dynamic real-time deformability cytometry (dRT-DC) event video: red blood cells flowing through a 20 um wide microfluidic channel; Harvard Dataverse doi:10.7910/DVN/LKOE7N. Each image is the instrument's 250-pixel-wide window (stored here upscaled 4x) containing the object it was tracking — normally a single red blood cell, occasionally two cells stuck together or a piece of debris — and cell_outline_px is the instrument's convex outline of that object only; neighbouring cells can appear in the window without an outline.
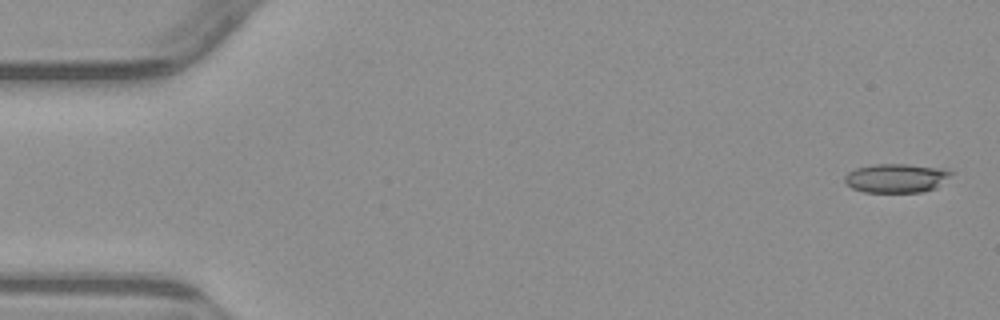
{"species": "common noctule bat (a hibernating species)", "species_latin": "Nyctalus noctula", "temperature_condition": "warm", "stored_images_in_passage": 5, "camera_frame_rate_fps": 3000, "um_per_image_px": 0.085, "animal": {"sex": "male", "body_mass_g": 23.1, "forearm_length_mm": 52.7}, "frame": {"image": 1, "passage_image": 1, "time_ms": 0.0, "image_size_px": [1000, 320], "cell_outline_px": [[952, 172], [936, 188], [920, 192], [864, 192], [852, 188], [844, 184], [844, 176], [848, 172], [856, 168], [872, 164], [908, 164], [944, 168]], "centroid_in_image_um": [76.12, 15.13], "position_along_channel_um": 8.9, "area_um2": 17.98}}
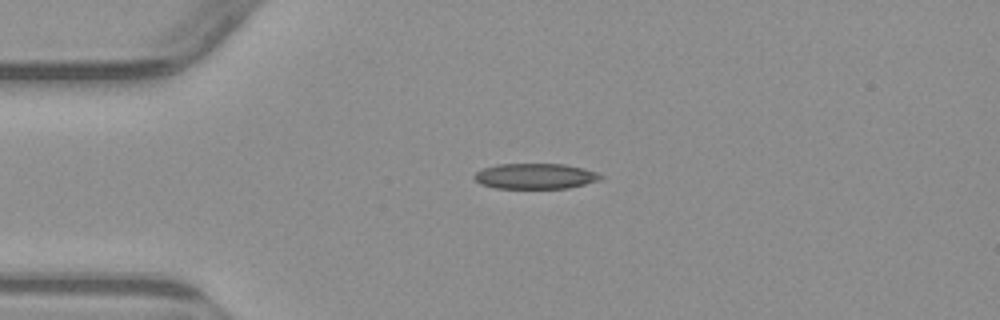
{"frame": {"image": 2, "passage_image": 4, "time_ms": 3.667, "image_size_px": [1000, 320], "cell_outline_px": [[604, 176], [600, 180], [568, 188], [496, 188], [480, 184], [472, 176], [480, 168], [496, 164], [564, 164], [584, 168], [596, 172]], "centroid_in_image_um": [45.47, 14.96], "position_along_channel_um": 39.5, "area_um2": 18.9}}